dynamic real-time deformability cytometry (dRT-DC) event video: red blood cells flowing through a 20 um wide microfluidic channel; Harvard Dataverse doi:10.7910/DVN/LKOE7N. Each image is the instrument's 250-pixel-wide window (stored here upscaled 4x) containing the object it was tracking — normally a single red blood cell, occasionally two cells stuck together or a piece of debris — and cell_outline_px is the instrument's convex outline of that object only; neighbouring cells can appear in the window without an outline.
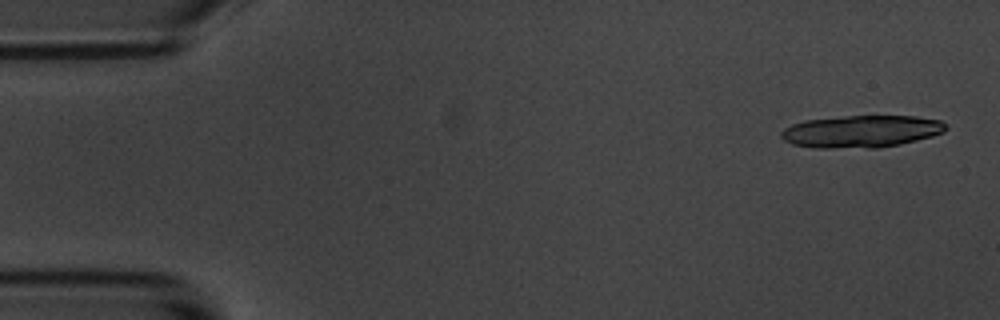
{"species": "common noctule bat (a hibernating species)", "species_latin": "Nyctalus noctula", "temperature_condition": "room temperature", "stored_images_in_passage": 5, "camera_frame_rate_fps": 3000, "um_per_image_px": 0.085, "animal": {"sex": "male", "body_mass_g": 20.1, "forearm_length_mm": 53.5}, "frame": {"image": 1, "passage_image": 1, "time_ms": 0.0, "image_size_px": [1000, 320], "cell_outline_px": [[948, 128], [944, 132], [932, 136], [900, 144], [880, 148], [812, 148], [792, 144], [784, 140], [780, 136], [780, 132], [784, 128], [792, 124], [804, 120], [844, 116], [916, 116], [940, 120], [948, 124]], "centroid_in_image_um": [73.21, 11.17], "position_along_channel_um": 11.8, "area_um2": 31.27}}